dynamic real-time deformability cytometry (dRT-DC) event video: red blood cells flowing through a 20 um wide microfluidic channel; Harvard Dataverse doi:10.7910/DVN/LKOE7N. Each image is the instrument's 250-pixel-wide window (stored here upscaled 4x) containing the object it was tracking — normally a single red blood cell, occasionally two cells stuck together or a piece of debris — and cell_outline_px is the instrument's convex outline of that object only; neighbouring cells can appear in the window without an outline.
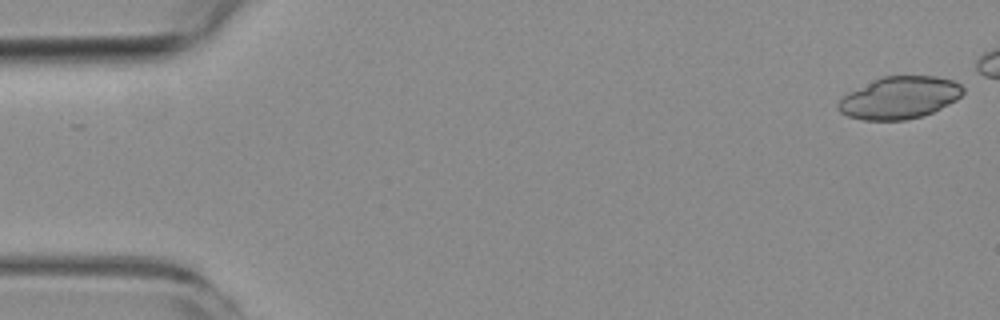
{"species": "common noctule bat (a hibernating species)", "species_latin": "Nyctalus noctula", "temperature_condition": "room temperature", "stored_images_in_passage": 7, "camera_frame_rate_fps": 3000, "um_per_image_px": 0.085, "animal": {"sex": "female", "body_mass_g": 19.3, "forearm_length_mm": 54.1}, "frame": {"image": 1, "passage_image": 1, "time_ms": 0.0, "image_size_px": [1000, 320], "cell_outline_px": [[964, 92], [956, 100], [932, 112], [920, 116], [904, 120], [864, 120], [848, 116], [840, 112], [836, 108], [836, 104], [848, 92], [884, 76], [936, 76], [952, 80], [960, 84], [964, 88]], "centroid_in_image_um": [76.45, 8.31], "position_along_channel_um": 8.5, "area_um2": 30.4}}
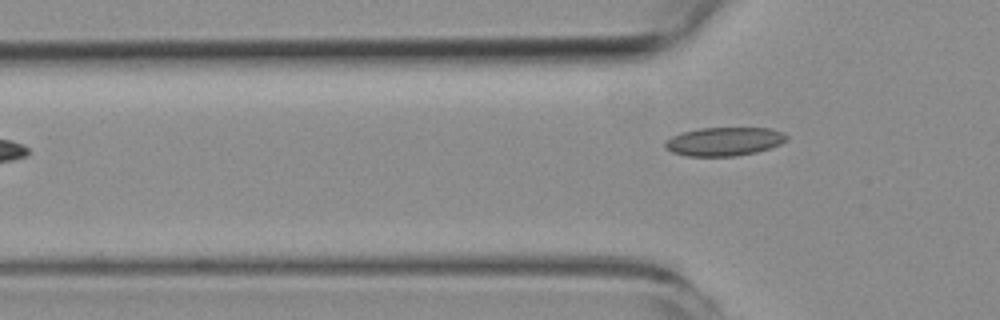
{"frame": {"image": 2, "passage_image": 7, "time_ms": 7.0, "image_size_px": [1000, 320], "cell_outline_px": [[788, 140], [780, 144], [756, 152], [736, 156], [688, 156], [672, 152], [664, 148], [664, 144], [672, 136], [684, 132], [700, 128], [772, 128], [784, 132], [788, 136]], "centroid_in_image_um": [61.59, 12.02], "position_along_channel_um": 64.2, "area_um2": 20.23}}